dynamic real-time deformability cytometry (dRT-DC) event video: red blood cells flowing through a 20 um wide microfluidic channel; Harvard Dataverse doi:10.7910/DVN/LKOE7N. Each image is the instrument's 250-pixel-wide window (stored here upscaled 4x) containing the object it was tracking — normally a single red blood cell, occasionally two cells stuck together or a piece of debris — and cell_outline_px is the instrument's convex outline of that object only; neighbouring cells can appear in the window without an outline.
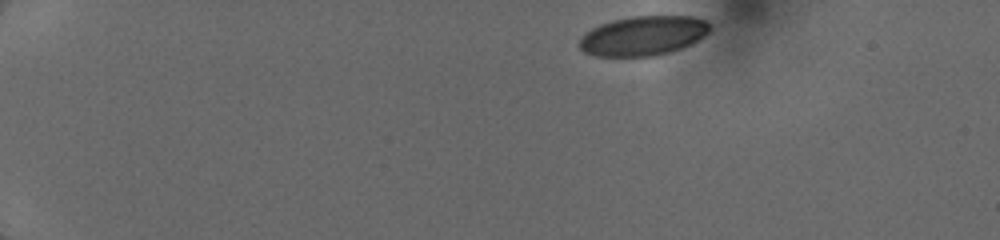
{"species": "human", "species_latin": "Homo sapiens", "temperature_condition": "cold", "stored_images_in_passage": 9, "camera_frame_rate_fps": 3000, "um_per_image_px": 0.085, "donor": {"sex": "female"}, "frame": {"image": 1, "passage_image": 1, "time_ms": 0.0, "image_size_px": [1000, 240], "cell_outline_px": [[712, 28], [704, 36], [680, 48], [668, 52], [652, 56], [596, 56], [584, 52], [580, 48], [580, 36], [592, 28], [600, 24], [612, 20], [632, 16], [692, 16], [708, 20]], "centroid_in_image_um": [54.67, 3.02], "position_along_channel_um": 30.3, "area_um2": 30.0}}
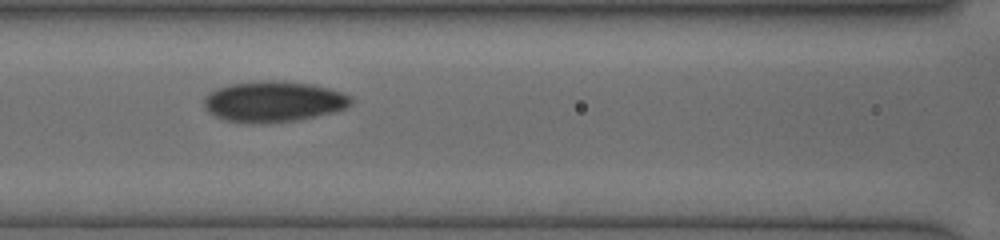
{"frame": {"image": 2, "passage_image": 7, "time_ms": 5.333, "image_size_px": [1000, 240], "cell_outline_px": [[352, 100], [344, 108], [332, 112], [316, 116], [296, 120], [260, 124], [252, 124], [228, 120], [216, 116], [208, 112], [204, 108], [204, 96], [208, 92], [216, 88], [228, 84], [256, 80], [284, 80], [316, 84], [352, 96]], "centroid_in_image_um": [23.2, 8.61], "position_along_channel_um": 143.4, "area_um2": 35.32}}
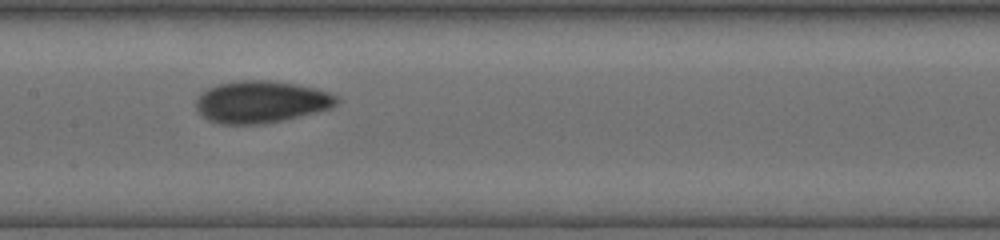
{"frame": {"image": 3, "passage_image": 8, "time_ms": 6.333, "image_size_px": [1000, 240], "cell_outline_px": [[340, 100], [332, 108], [316, 112], [264, 124], [220, 124], [208, 120], [200, 116], [196, 112], [196, 96], [200, 92], [216, 84], [240, 80], [268, 80], [296, 84], [316, 88], [340, 96]], "centroid_in_image_um": [22.16, 8.65], "position_along_channel_um": 185.2, "area_um2": 34.91}}